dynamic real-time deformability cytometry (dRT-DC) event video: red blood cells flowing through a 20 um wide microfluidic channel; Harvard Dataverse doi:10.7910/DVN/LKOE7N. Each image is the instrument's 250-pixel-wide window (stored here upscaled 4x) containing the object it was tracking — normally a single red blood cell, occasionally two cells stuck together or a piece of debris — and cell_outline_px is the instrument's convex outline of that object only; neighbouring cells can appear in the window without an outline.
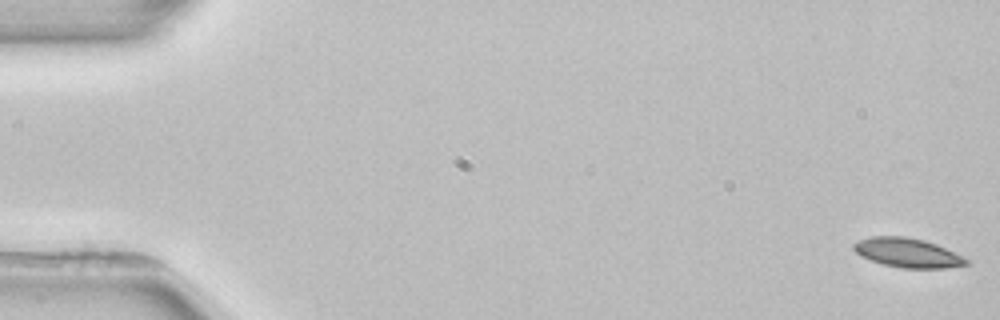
{"species": "common noctule bat (a hibernating species)", "species_latin": "Nyctalus noctula", "temperature_condition": "room temperature", "stored_images_in_passage": 4, "camera_frame_rate_fps": 3000, "um_per_image_px": 0.085, "animal": {"sex": "female", "body_mass_g": 22.7, "forearm_length_mm": 54.2}, "frame": {"image": 1, "passage_image": 1, "time_ms": 0.0, "image_size_px": [1000, 320], "cell_outline_px": [[972, 264], [944, 268], [900, 268], [884, 264], [860, 256], [852, 248], [852, 244], [868, 236], [904, 236], [924, 240], [936, 244], [968, 260]], "centroid_in_image_um": [77.11, 21.48], "position_along_channel_um": 7.9, "area_um2": 19.07}}
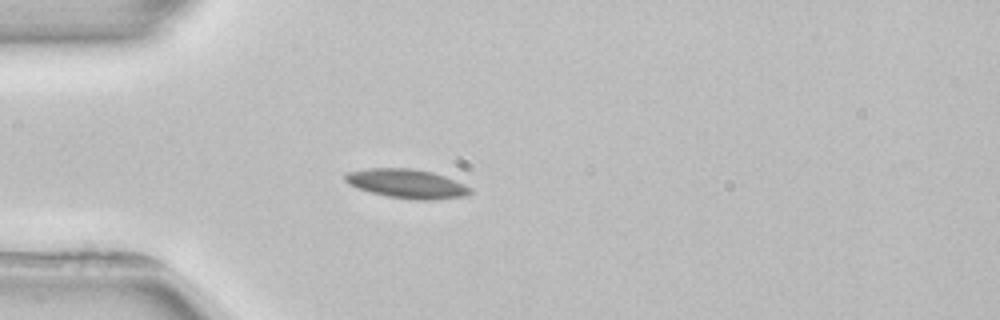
{"frame": {"image": 2, "passage_image": 4, "time_ms": 4.667, "image_size_px": [1000, 320], "cell_outline_px": [[472, 192], [468, 196], [428, 200], [416, 200], [388, 196], [356, 188], [348, 184], [344, 180], [344, 172], [368, 168], [412, 168], [432, 172], [444, 176], [464, 184], [472, 188]], "centroid_in_image_um": [34.56, 15.6], "position_along_channel_um": 50.4, "area_um2": 21.33}}